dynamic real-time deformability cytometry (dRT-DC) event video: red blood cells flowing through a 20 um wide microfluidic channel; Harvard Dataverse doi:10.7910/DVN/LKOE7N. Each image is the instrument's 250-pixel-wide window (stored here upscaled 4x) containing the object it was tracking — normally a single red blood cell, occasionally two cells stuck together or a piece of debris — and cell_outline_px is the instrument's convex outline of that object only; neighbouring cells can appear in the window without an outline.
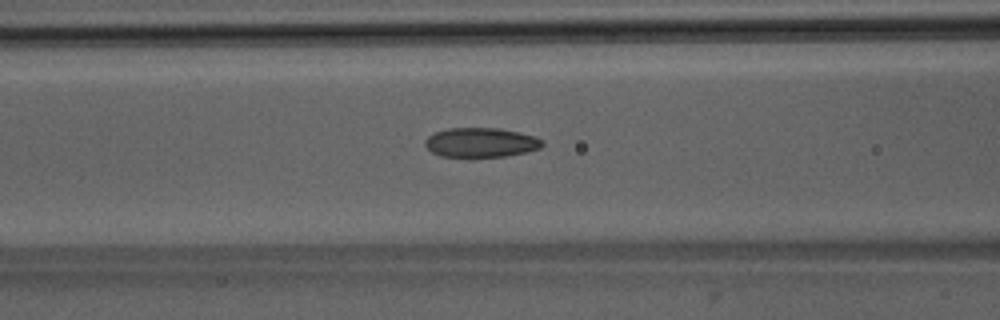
{"species": "Egyptian fruit bat (a non-hibernating species)", "species_latin": "Rousettus aegyptiacus", "temperature_condition": "room temperature", "stored_images_in_passage": 52, "camera_frame_rate_fps": 3000, "um_per_image_px": 0.085, "animal": {"sex": "male"}, "frame": {"image": 1, "passage_image": 22, "time_ms": 7.0, "image_size_px": [1000, 320], "cell_outline_px": [[544, 144], [540, 148], [524, 152], [504, 156], [468, 160], [440, 156], [432, 152], [424, 144], [424, 140], [428, 136], [436, 132], [448, 128], [500, 128], [532, 136], [540, 140]], "centroid_in_image_um": [40.78, 12.16], "position_along_channel_um": 125.8, "area_um2": 20.63}}
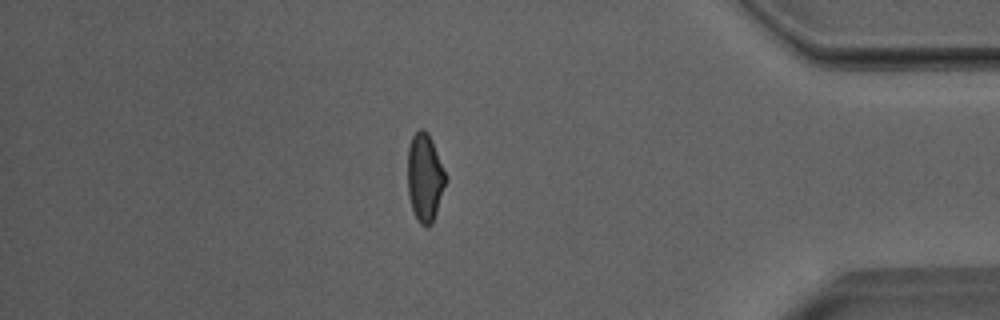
{"frame": {"image": 2, "passage_image": 45, "time_ms": 14.667, "image_size_px": [1000, 320], "cell_outline_px": [[444, 184], [436, 212], [432, 224], [428, 228], [420, 224], [416, 220], [408, 196], [408, 148], [412, 136], [420, 128], [424, 128], [428, 132], [432, 140], [444, 172]], "centroid_in_image_um": [36.06, 15.1], "position_along_channel_um": 399.1, "area_um2": 19.13}}
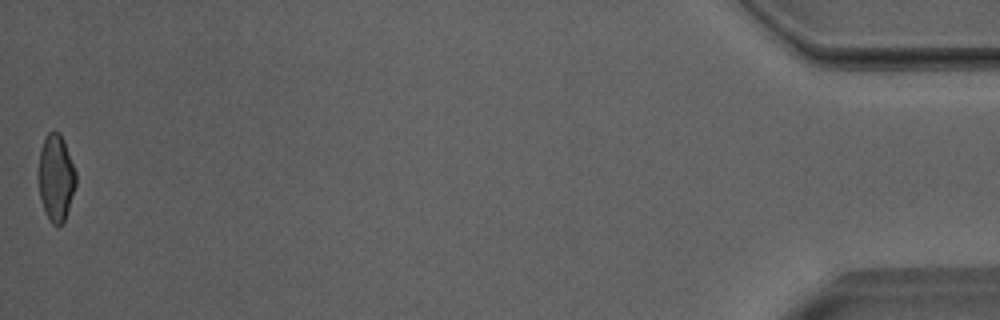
{"frame": {"image": 3, "passage_image": 52, "time_ms": 17.0, "image_size_px": [1000, 320], "cell_outline_px": [[76, 184], [64, 224], [52, 224], [48, 220], [40, 200], [40, 148], [48, 132], [60, 132], [64, 140], [76, 172]], "centroid_in_image_um": [4.78, 15.13], "position_along_channel_um": 430.4, "area_um2": 18.67}, "authors_computed_cell_mechanics": {"area_um2": 20.1722, "velocity_mm_per_s": 4.0166, "shape_relaxation_time_tau1_ms": 5.7696, "shape_relaxation_time_tau2_ms": 1.6341, "deformation_change_tau1": 0.1632, "deformation_change_tau2": 0.0809}}